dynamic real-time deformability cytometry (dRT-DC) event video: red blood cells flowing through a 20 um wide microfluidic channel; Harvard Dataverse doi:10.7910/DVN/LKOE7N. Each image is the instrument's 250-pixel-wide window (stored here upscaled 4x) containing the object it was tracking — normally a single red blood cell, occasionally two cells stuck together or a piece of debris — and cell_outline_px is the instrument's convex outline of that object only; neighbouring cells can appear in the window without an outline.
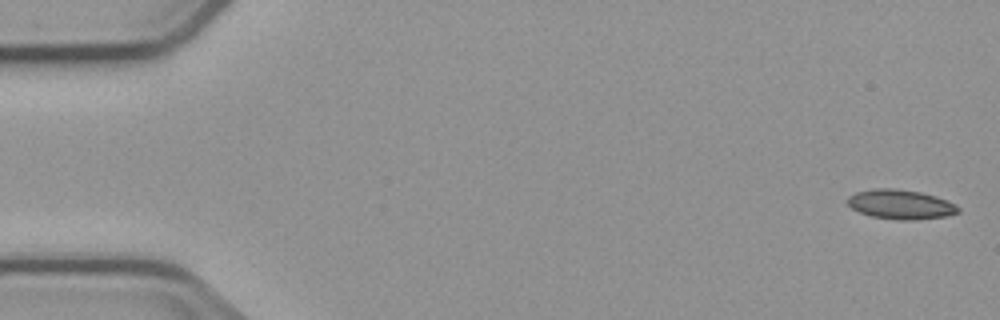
{"species": "common noctule bat (a hibernating species)", "species_latin": "Nyctalus noctula", "temperature_condition": "cold", "stored_images_in_passage": 6, "segment_of_instrument_passage": [1, 2], "camera_frame_rate_fps": 3000, "um_per_image_px": 0.085, "animal": {"sex": "male", "body_mass_g": 23.1, "forearm_length_mm": 52.7}, "frame": {"image": 1, "passage_image": 1, "time_ms": 0.0, "image_size_px": [1000, 320], "cell_outline_px": [[960, 212], [948, 216], [916, 220], [896, 220], [872, 216], [860, 212], [852, 208], [848, 204], [848, 196], [856, 192], [872, 188], [892, 188], [920, 192], [936, 196], [956, 204], [960, 208]], "centroid_in_image_um": [76.58, 17.38], "position_along_channel_um": 8.4, "area_um2": 19.13}}
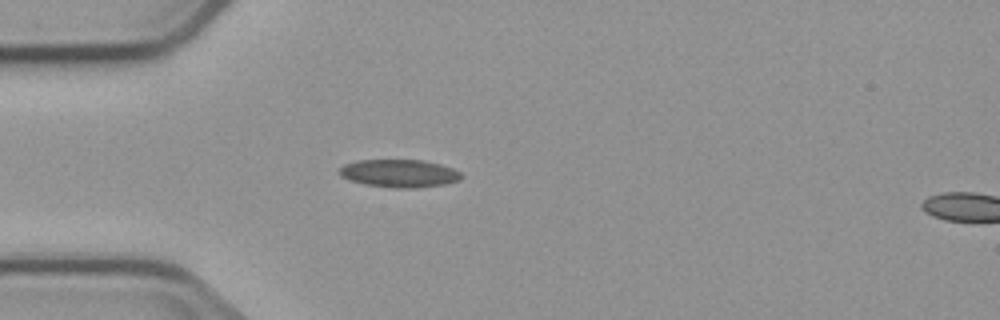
{"frame": {"image": 2, "passage_image": 5, "time_ms": 4.667, "image_size_px": [1000, 320], "cell_outline_px": [[464, 176], [460, 180], [444, 184], [416, 188], [392, 188], [364, 184], [348, 180], [340, 176], [336, 172], [344, 164], [356, 160], [424, 160], [440, 164], [452, 168], [460, 172]], "centroid_in_image_um": [33.91, 14.74], "position_along_channel_um": 51.1, "area_um2": 20.06}}